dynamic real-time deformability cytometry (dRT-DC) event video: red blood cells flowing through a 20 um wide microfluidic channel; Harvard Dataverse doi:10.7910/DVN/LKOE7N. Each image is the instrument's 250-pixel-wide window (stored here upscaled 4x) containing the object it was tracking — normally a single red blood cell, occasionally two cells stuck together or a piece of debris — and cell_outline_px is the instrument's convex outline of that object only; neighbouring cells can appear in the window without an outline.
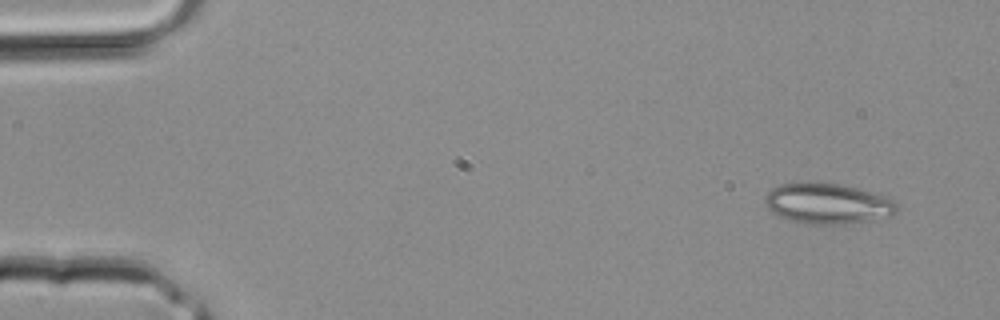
{"species": "common noctule bat (a hibernating species)", "species_latin": "Nyctalus noctula", "temperature_condition": "room temperature", "stored_images_in_passage": 3, "camera_frame_rate_fps": 3000, "um_per_image_px": 0.085, "animal": {"sex": "male", "body_mass_g": 20.4}, "frame": {"image": 1, "passage_image": 1, "time_ms": 0.0, "image_size_px": [1000, 320], "cell_outline_px": [[896, 212], [892, 216], [844, 224], [804, 224], [788, 220], [776, 216], [764, 204], [764, 196], [772, 188], [780, 184], [796, 180], [808, 180], [840, 184], [856, 188], [892, 200], [896, 204]], "centroid_in_image_um": [70.21, 17.28], "position_along_channel_um": 14.8, "area_um2": 31.62}}